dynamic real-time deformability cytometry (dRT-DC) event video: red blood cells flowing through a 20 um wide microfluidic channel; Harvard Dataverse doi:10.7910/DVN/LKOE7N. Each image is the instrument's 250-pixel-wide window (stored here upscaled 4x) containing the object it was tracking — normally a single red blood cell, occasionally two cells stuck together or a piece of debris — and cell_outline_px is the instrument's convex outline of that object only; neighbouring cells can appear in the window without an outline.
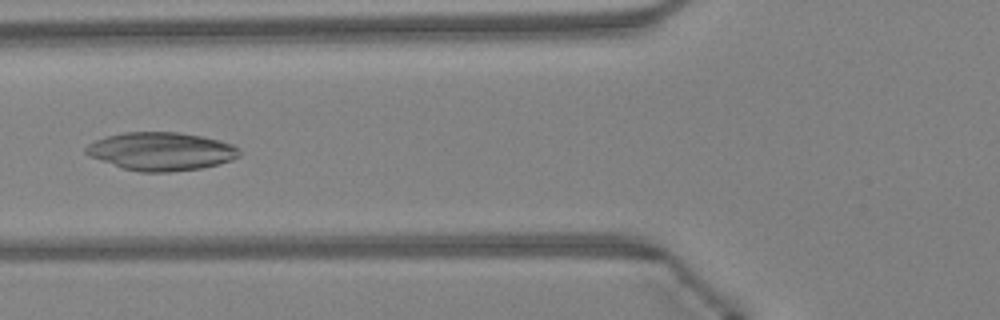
{"species": "Egyptian fruit bat (a non-hibernating species)", "species_latin": "Rousettus aegyptiacus", "temperature_condition": "warm", "stored_images_in_passage": 25, "camera_frame_rate_fps": 3000, "um_per_image_px": 0.085, "animal": {"sex": "female"}, "frame": {"image": 1, "passage_image": 8, "time_ms": 2.333, "image_size_px": [1000, 320], "cell_outline_px": [[240, 156], [232, 160], [200, 168], [168, 172], [140, 172], [124, 168], [88, 156], [84, 152], [84, 148], [88, 144], [96, 140], [108, 136], [124, 132], [176, 132], [200, 136], [220, 140], [232, 144], [240, 152]], "centroid_in_image_um": [13.67, 12.86], "position_along_channel_um": 112.1, "area_um2": 33.87}}